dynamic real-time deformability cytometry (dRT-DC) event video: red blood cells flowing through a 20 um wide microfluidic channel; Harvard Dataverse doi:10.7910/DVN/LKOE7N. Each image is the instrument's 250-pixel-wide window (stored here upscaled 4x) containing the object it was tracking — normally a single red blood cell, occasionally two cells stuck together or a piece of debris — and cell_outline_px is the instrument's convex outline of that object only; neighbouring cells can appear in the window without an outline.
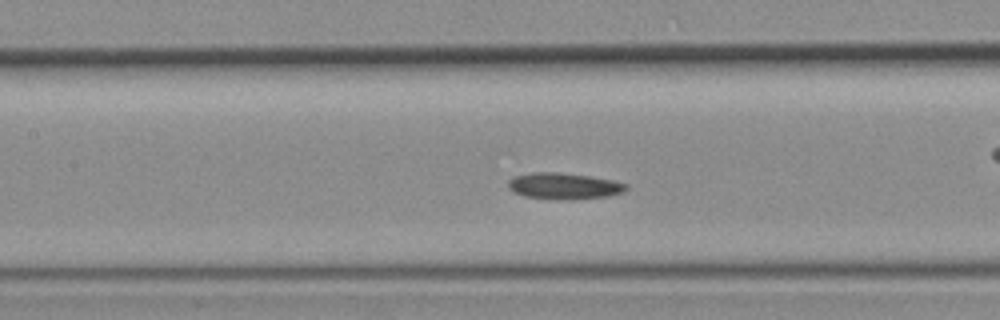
{"species": "common noctule bat (a hibernating species)", "species_latin": "Nyctalus noctula", "temperature_condition": "room temperature", "stored_images_in_passage": 41, "camera_frame_rate_fps": 3000, "um_per_image_px": 0.085, "animal": {"sex": "female", "body_mass_g": 19.3, "forearm_length_mm": 54.1}, "frame": {"image": 1, "passage_image": 18, "time_ms": 5.667, "image_size_px": [1000, 320], "cell_outline_px": [[628, 188], [624, 192], [608, 196], [568, 200], [556, 200], [524, 196], [512, 192], [508, 188], [508, 180], [512, 176], [532, 172], [556, 172], [588, 176], [612, 180], [628, 184]], "centroid_in_image_um": [47.9, 15.82], "position_along_channel_um": 159.5, "area_um2": 18.32}}